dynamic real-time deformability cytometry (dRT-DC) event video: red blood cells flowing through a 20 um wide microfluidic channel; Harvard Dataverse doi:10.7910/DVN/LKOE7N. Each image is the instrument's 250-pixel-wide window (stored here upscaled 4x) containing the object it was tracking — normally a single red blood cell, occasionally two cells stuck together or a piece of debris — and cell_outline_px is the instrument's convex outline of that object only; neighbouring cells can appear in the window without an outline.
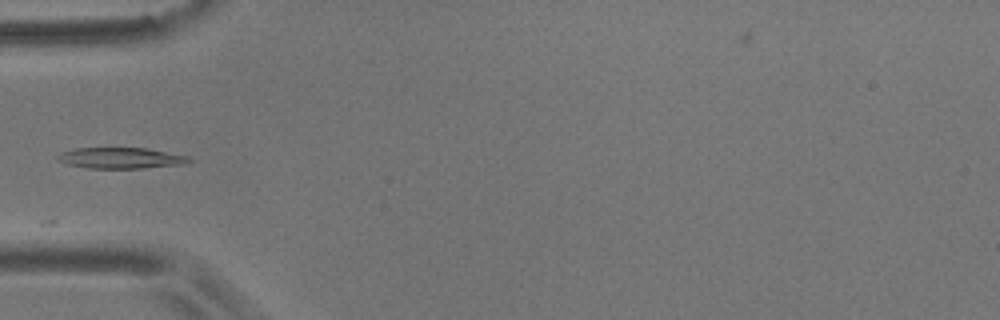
{"species": "common noctule bat (a hibernating species)", "species_latin": "Nyctalus noctula", "temperature_condition": "room temperature", "stored_images_in_passage": 7, "camera_frame_rate_fps": 3000, "um_per_image_px": 0.085, "animal": {"sex": "male", "body_mass_g": 17.9}, "frame": {"image": 1, "passage_image": 4, "time_ms": 3.333, "image_size_px": [1000, 320], "cell_outline_px": [[192, 160], [184, 164], [144, 168], [88, 168], [68, 164], [56, 160], [56, 156], [60, 152], [76, 148], [148, 148], [188, 156]], "centroid_in_image_um": [10.25, 13.43], "position_along_channel_um": 74.8, "area_um2": 16.07}}
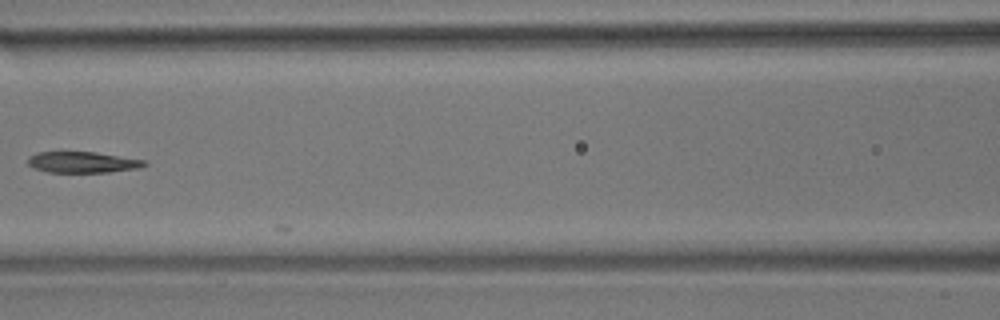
{"frame": {"image": 2, "passage_image": 6, "time_ms": 5.667, "image_size_px": [1000, 320], "cell_outline_px": [[148, 164], [140, 168], [108, 172], [48, 172], [32, 168], [28, 164], [28, 156], [36, 152], [96, 152], [144, 160]], "centroid_in_image_um": [6.99, 13.79], "position_along_channel_um": 159.6, "area_um2": 14.33}}
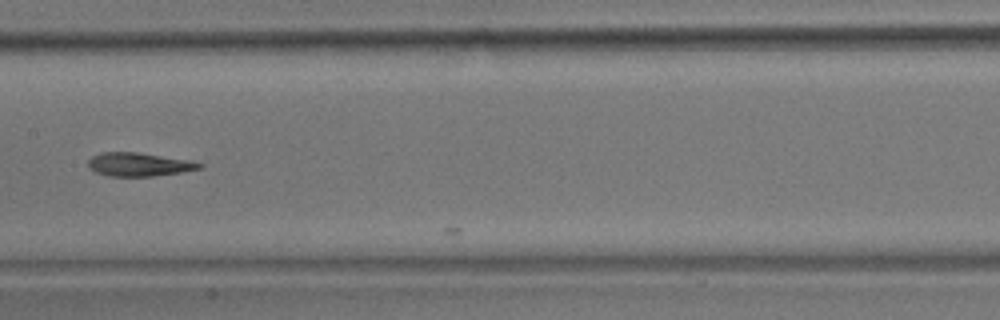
{"frame": {"image": 3, "passage_image": 7, "time_ms": 6.667, "image_size_px": [1000, 320], "cell_outline_px": [[204, 164], [200, 168], [184, 172], [152, 176], [108, 176], [96, 172], [88, 168], [88, 160], [92, 156], [100, 152], [136, 152], [188, 160]], "centroid_in_image_um": [11.77, 13.98], "position_along_channel_um": 195.6, "area_um2": 15.2}}